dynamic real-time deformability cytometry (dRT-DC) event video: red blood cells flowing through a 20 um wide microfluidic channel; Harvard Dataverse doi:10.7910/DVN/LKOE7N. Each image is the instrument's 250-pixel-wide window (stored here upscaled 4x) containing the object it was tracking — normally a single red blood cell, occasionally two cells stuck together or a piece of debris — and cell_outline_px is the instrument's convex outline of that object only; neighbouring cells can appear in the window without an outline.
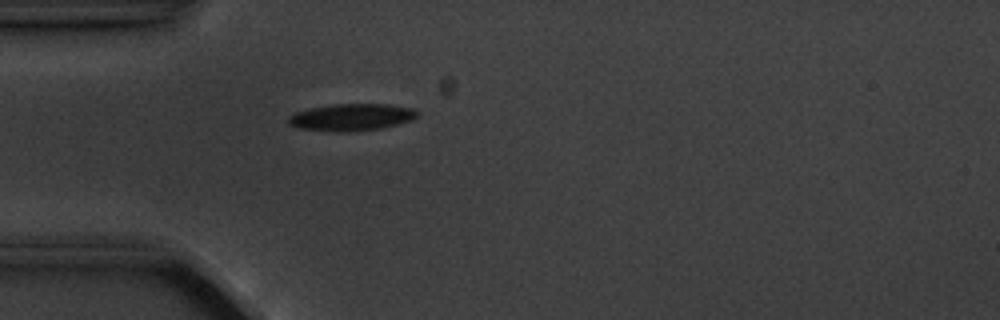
{"species": "common noctule bat (a hibernating species)", "species_latin": "Nyctalus noctula", "temperature_condition": "cold", "stored_images_in_passage": 4, "camera_frame_rate_fps": 3000, "um_per_image_px": 0.085, "animal": {"sex": "male", "body_mass_g": 20.1, "forearm_length_mm": 53.5}, "frame": {"image": 1, "passage_image": 4, "time_ms": 3.333, "image_size_px": [1000, 320], "cell_outline_px": [[416, 116], [412, 120], [380, 128], [340, 132], [300, 128], [288, 124], [288, 116], [296, 112], [308, 108], [332, 104], [388, 104], [412, 108], [416, 112]], "centroid_in_image_um": [29.83, 9.95], "position_along_channel_um": 55.2, "area_um2": 20.0}}